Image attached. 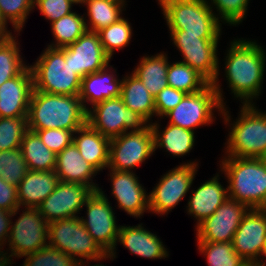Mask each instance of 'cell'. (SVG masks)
I'll use <instances>...</instances> for the list:
<instances>
[{
    "label": "cell",
    "mask_w": 266,
    "mask_h": 266,
    "mask_svg": "<svg viewBox=\"0 0 266 266\" xmlns=\"http://www.w3.org/2000/svg\"><path fill=\"white\" fill-rule=\"evenodd\" d=\"M229 49V50H228ZM225 56L227 84L235 98L243 105L254 104L263 88L266 67L265 49L255 40L234 39Z\"/></svg>",
    "instance_id": "obj_1"
},
{
    "label": "cell",
    "mask_w": 266,
    "mask_h": 266,
    "mask_svg": "<svg viewBox=\"0 0 266 266\" xmlns=\"http://www.w3.org/2000/svg\"><path fill=\"white\" fill-rule=\"evenodd\" d=\"M87 111L73 95L50 94L33 89L28 107V129H66L75 132L86 123Z\"/></svg>",
    "instance_id": "obj_2"
},
{
    "label": "cell",
    "mask_w": 266,
    "mask_h": 266,
    "mask_svg": "<svg viewBox=\"0 0 266 266\" xmlns=\"http://www.w3.org/2000/svg\"><path fill=\"white\" fill-rule=\"evenodd\" d=\"M221 172L228 182V196L249 209L266 207V167L260 158L225 156Z\"/></svg>",
    "instance_id": "obj_3"
},
{
    "label": "cell",
    "mask_w": 266,
    "mask_h": 266,
    "mask_svg": "<svg viewBox=\"0 0 266 266\" xmlns=\"http://www.w3.org/2000/svg\"><path fill=\"white\" fill-rule=\"evenodd\" d=\"M228 107L221 114L231 128L225 148L226 156L239 158H260L266 153V111L258 110L255 104L242 105L239 116L230 123Z\"/></svg>",
    "instance_id": "obj_4"
},
{
    "label": "cell",
    "mask_w": 266,
    "mask_h": 266,
    "mask_svg": "<svg viewBox=\"0 0 266 266\" xmlns=\"http://www.w3.org/2000/svg\"><path fill=\"white\" fill-rule=\"evenodd\" d=\"M34 90L50 94L78 96L82 78L65 60V47H47L30 65Z\"/></svg>",
    "instance_id": "obj_5"
},
{
    "label": "cell",
    "mask_w": 266,
    "mask_h": 266,
    "mask_svg": "<svg viewBox=\"0 0 266 266\" xmlns=\"http://www.w3.org/2000/svg\"><path fill=\"white\" fill-rule=\"evenodd\" d=\"M169 30L184 34L221 35V23L207 0H158Z\"/></svg>",
    "instance_id": "obj_6"
},
{
    "label": "cell",
    "mask_w": 266,
    "mask_h": 266,
    "mask_svg": "<svg viewBox=\"0 0 266 266\" xmlns=\"http://www.w3.org/2000/svg\"><path fill=\"white\" fill-rule=\"evenodd\" d=\"M48 240V246L72 256L80 264L109 258L88 233L79 216L50 222Z\"/></svg>",
    "instance_id": "obj_7"
},
{
    "label": "cell",
    "mask_w": 266,
    "mask_h": 266,
    "mask_svg": "<svg viewBox=\"0 0 266 266\" xmlns=\"http://www.w3.org/2000/svg\"><path fill=\"white\" fill-rule=\"evenodd\" d=\"M11 222L8 252L0 254V266L13 264L11 257L21 258L48 246L49 223L37 208L26 207L16 222Z\"/></svg>",
    "instance_id": "obj_8"
},
{
    "label": "cell",
    "mask_w": 266,
    "mask_h": 266,
    "mask_svg": "<svg viewBox=\"0 0 266 266\" xmlns=\"http://www.w3.org/2000/svg\"><path fill=\"white\" fill-rule=\"evenodd\" d=\"M86 122L109 139L128 130L141 131L150 125L141 115L128 109L121 97L106 99L91 106L87 110Z\"/></svg>",
    "instance_id": "obj_9"
},
{
    "label": "cell",
    "mask_w": 266,
    "mask_h": 266,
    "mask_svg": "<svg viewBox=\"0 0 266 266\" xmlns=\"http://www.w3.org/2000/svg\"><path fill=\"white\" fill-rule=\"evenodd\" d=\"M87 218L79 217L88 233L109 255L110 260L116 258V246L120 226L116 224V216L107 196L101 188L94 191L86 200Z\"/></svg>",
    "instance_id": "obj_10"
},
{
    "label": "cell",
    "mask_w": 266,
    "mask_h": 266,
    "mask_svg": "<svg viewBox=\"0 0 266 266\" xmlns=\"http://www.w3.org/2000/svg\"><path fill=\"white\" fill-rule=\"evenodd\" d=\"M214 108L221 113L223 105L214 86L209 83L197 93L186 94L181 102L164 117L169 118V124L194 131L199 126L213 123Z\"/></svg>",
    "instance_id": "obj_11"
},
{
    "label": "cell",
    "mask_w": 266,
    "mask_h": 266,
    "mask_svg": "<svg viewBox=\"0 0 266 266\" xmlns=\"http://www.w3.org/2000/svg\"><path fill=\"white\" fill-rule=\"evenodd\" d=\"M198 162L182 163L164 174L149 193V212L167 215L189 192L195 180Z\"/></svg>",
    "instance_id": "obj_12"
},
{
    "label": "cell",
    "mask_w": 266,
    "mask_h": 266,
    "mask_svg": "<svg viewBox=\"0 0 266 266\" xmlns=\"http://www.w3.org/2000/svg\"><path fill=\"white\" fill-rule=\"evenodd\" d=\"M151 126L141 131H130L110 140L108 170L131 171L154 153Z\"/></svg>",
    "instance_id": "obj_13"
},
{
    "label": "cell",
    "mask_w": 266,
    "mask_h": 266,
    "mask_svg": "<svg viewBox=\"0 0 266 266\" xmlns=\"http://www.w3.org/2000/svg\"><path fill=\"white\" fill-rule=\"evenodd\" d=\"M94 190L81 183L59 181L55 190L37 207L48 223L78 216Z\"/></svg>",
    "instance_id": "obj_14"
},
{
    "label": "cell",
    "mask_w": 266,
    "mask_h": 266,
    "mask_svg": "<svg viewBox=\"0 0 266 266\" xmlns=\"http://www.w3.org/2000/svg\"><path fill=\"white\" fill-rule=\"evenodd\" d=\"M248 207L228 197L215 212L196 226L197 241L232 242Z\"/></svg>",
    "instance_id": "obj_15"
},
{
    "label": "cell",
    "mask_w": 266,
    "mask_h": 266,
    "mask_svg": "<svg viewBox=\"0 0 266 266\" xmlns=\"http://www.w3.org/2000/svg\"><path fill=\"white\" fill-rule=\"evenodd\" d=\"M266 243V210L252 208L244 214L237 228L232 245L247 263H257Z\"/></svg>",
    "instance_id": "obj_16"
},
{
    "label": "cell",
    "mask_w": 266,
    "mask_h": 266,
    "mask_svg": "<svg viewBox=\"0 0 266 266\" xmlns=\"http://www.w3.org/2000/svg\"><path fill=\"white\" fill-rule=\"evenodd\" d=\"M65 60L81 78L99 71L110 62L96 32L86 31L74 43L65 47Z\"/></svg>",
    "instance_id": "obj_17"
},
{
    "label": "cell",
    "mask_w": 266,
    "mask_h": 266,
    "mask_svg": "<svg viewBox=\"0 0 266 266\" xmlns=\"http://www.w3.org/2000/svg\"><path fill=\"white\" fill-rule=\"evenodd\" d=\"M112 194L118 202V208L130 216L140 218L149 212L148 193L140 184L137 175L131 171L109 170Z\"/></svg>",
    "instance_id": "obj_18"
},
{
    "label": "cell",
    "mask_w": 266,
    "mask_h": 266,
    "mask_svg": "<svg viewBox=\"0 0 266 266\" xmlns=\"http://www.w3.org/2000/svg\"><path fill=\"white\" fill-rule=\"evenodd\" d=\"M33 89V75L28 64L0 86V117H27Z\"/></svg>",
    "instance_id": "obj_19"
},
{
    "label": "cell",
    "mask_w": 266,
    "mask_h": 266,
    "mask_svg": "<svg viewBox=\"0 0 266 266\" xmlns=\"http://www.w3.org/2000/svg\"><path fill=\"white\" fill-rule=\"evenodd\" d=\"M183 56L182 63L189 65L192 69L201 74L209 83L214 86L219 100L223 107L224 95L219 85V58L217 56L218 43H200L192 45H175Z\"/></svg>",
    "instance_id": "obj_20"
},
{
    "label": "cell",
    "mask_w": 266,
    "mask_h": 266,
    "mask_svg": "<svg viewBox=\"0 0 266 266\" xmlns=\"http://www.w3.org/2000/svg\"><path fill=\"white\" fill-rule=\"evenodd\" d=\"M111 70V65L107 64L99 71L88 74L82 78L79 97L81 99L83 108L86 111L89 108L86 107L87 105L85 103H90V105L93 106L106 99H112L121 96V85L123 80L118 79V76L115 74V72H112Z\"/></svg>",
    "instance_id": "obj_21"
},
{
    "label": "cell",
    "mask_w": 266,
    "mask_h": 266,
    "mask_svg": "<svg viewBox=\"0 0 266 266\" xmlns=\"http://www.w3.org/2000/svg\"><path fill=\"white\" fill-rule=\"evenodd\" d=\"M55 171L59 181L81 183L91 187L94 191L99 189L98 184L92 180L99 171L85 161L74 143L57 154Z\"/></svg>",
    "instance_id": "obj_22"
},
{
    "label": "cell",
    "mask_w": 266,
    "mask_h": 266,
    "mask_svg": "<svg viewBox=\"0 0 266 266\" xmlns=\"http://www.w3.org/2000/svg\"><path fill=\"white\" fill-rule=\"evenodd\" d=\"M117 242H120L132 254L149 259H163L169 253L160 238L142 224L138 226H120Z\"/></svg>",
    "instance_id": "obj_23"
},
{
    "label": "cell",
    "mask_w": 266,
    "mask_h": 266,
    "mask_svg": "<svg viewBox=\"0 0 266 266\" xmlns=\"http://www.w3.org/2000/svg\"><path fill=\"white\" fill-rule=\"evenodd\" d=\"M219 174L207 180L189 196L187 213L197 219L196 226L210 217L228 199V188L218 181Z\"/></svg>",
    "instance_id": "obj_24"
},
{
    "label": "cell",
    "mask_w": 266,
    "mask_h": 266,
    "mask_svg": "<svg viewBox=\"0 0 266 266\" xmlns=\"http://www.w3.org/2000/svg\"><path fill=\"white\" fill-rule=\"evenodd\" d=\"M58 182L55 170H29L17 187L20 208L21 205L23 208H37L55 190Z\"/></svg>",
    "instance_id": "obj_25"
},
{
    "label": "cell",
    "mask_w": 266,
    "mask_h": 266,
    "mask_svg": "<svg viewBox=\"0 0 266 266\" xmlns=\"http://www.w3.org/2000/svg\"><path fill=\"white\" fill-rule=\"evenodd\" d=\"M75 134H78L75 136ZM110 140L87 122L73 134V143L86 162L94 166L99 172L108 168Z\"/></svg>",
    "instance_id": "obj_26"
},
{
    "label": "cell",
    "mask_w": 266,
    "mask_h": 266,
    "mask_svg": "<svg viewBox=\"0 0 266 266\" xmlns=\"http://www.w3.org/2000/svg\"><path fill=\"white\" fill-rule=\"evenodd\" d=\"M121 98L128 109L141 115L149 124L156 115L155 99L133 73L122 78Z\"/></svg>",
    "instance_id": "obj_27"
},
{
    "label": "cell",
    "mask_w": 266,
    "mask_h": 266,
    "mask_svg": "<svg viewBox=\"0 0 266 266\" xmlns=\"http://www.w3.org/2000/svg\"><path fill=\"white\" fill-rule=\"evenodd\" d=\"M155 122L156 123H150L154 135V151L158 148H164L166 152L168 151L169 154L171 153L173 157H183L193 149L195 144L194 131L172 124H167L165 129L160 130L159 123H157V121Z\"/></svg>",
    "instance_id": "obj_28"
},
{
    "label": "cell",
    "mask_w": 266,
    "mask_h": 266,
    "mask_svg": "<svg viewBox=\"0 0 266 266\" xmlns=\"http://www.w3.org/2000/svg\"><path fill=\"white\" fill-rule=\"evenodd\" d=\"M167 54L160 52L154 56H143L140 58L139 65L132 71L142 82L146 89L154 97L168 86Z\"/></svg>",
    "instance_id": "obj_29"
},
{
    "label": "cell",
    "mask_w": 266,
    "mask_h": 266,
    "mask_svg": "<svg viewBox=\"0 0 266 266\" xmlns=\"http://www.w3.org/2000/svg\"><path fill=\"white\" fill-rule=\"evenodd\" d=\"M21 150L29 170H55L57 154L46 147L36 132L28 130L25 133Z\"/></svg>",
    "instance_id": "obj_30"
},
{
    "label": "cell",
    "mask_w": 266,
    "mask_h": 266,
    "mask_svg": "<svg viewBox=\"0 0 266 266\" xmlns=\"http://www.w3.org/2000/svg\"><path fill=\"white\" fill-rule=\"evenodd\" d=\"M89 23L85 22L87 31L98 32L122 18L125 1L86 0Z\"/></svg>",
    "instance_id": "obj_31"
},
{
    "label": "cell",
    "mask_w": 266,
    "mask_h": 266,
    "mask_svg": "<svg viewBox=\"0 0 266 266\" xmlns=\"http://www.w3.org/2000/svg\"><path fill=\"white\" fill-rule=\"evenodd\" d=\"M86 21L88 22L84 16H80L77 12H71L70 14L50 23L55 44L51 43L48 46L63 48L74 43L87 31Z\"/></svg>",
    "instance_id": "obj_32"
},
{
    "label": "cell",
    "mask_w": 266,
    "mask_h": 266,
    "mask_svg": "<svg viewBox=\"0 0 266 266\" xmlns=\"http://www.w3.org/2000/svg\"><path fill=\"white\" fill-rule=\"evenodd\" d=\"M168 86L186 94H193L204 89L209 82L196 70L182 62H175L168 66Z\"/></svg>",
    "instance_id": "obj_33"
},
{
    "label": "cell",
    "mask_w": 266,
    "mask_h": 266,
    "mask_svg": "<svg viewBox=\"0 0 266 266\" xmlns=\"http://www.w3.org/2000/svg\"><path fill=\"white\" fill-rule=\"evenodd\" d=\"M198 250L206 255L208 266H245V262L234 250L232 242L197 241Z\"/></svg>",
    "instance_id": "obj_34"
},
{
    "label": "cell",
    "mask_w": 266,
    "mask_h": 266,
    "mask_svg": "<svg viewBox=\"0 0 266 266\" xmlns=\"http://www.w3.org/2000/svg\"><path fill=\"white\" fill-rule=\"evenodd\" d=\"M17 36L5 38L0 43V86L8 79L17 76L27 65L20 55Z\"/></svg>",
    "instance_id": "obj_35"
},
{
    "label": "cell",
    "mask_w": 266,
    "mask_h": 266,
    "mask_svg": "<svg viewBox=\"0 0 266 266\" xmlns=\"http://www.w3.org/2000/svg\"><path fill=\"white\" fill-rule=\"evenodd\" d=\"M97 33L100 37L103 50L110 59L115 50L128 46L133 35L131 25L124 17Z\"/></svg>",
    "instance_id": "obj_36"
},
{
    "label": "cell",
    "mask_w": 266,
    "mask_h": 266,
    "mask_svg": "<svg viewBox=\"0 0 266 266\" xmlns=\"http://www.w3.org/2000/svg\"><path fill=\"white\" fill-rule=\"evenodd\" d=\"M28 171L21 148L0 151V177L6 182L18 187Z\"/></svg>",
    "instance_id": "obj_37"
},
{
    "label": "cell",
    "mask_w": 266,
    "mask_h": 266,
    "mask_svg": "<svg viewBox=\"0 0 266 266\" xmlns=\"http://www.w3.org/2000/svg\"><path fill=\"white\" fill-rule=\"evenodd\" d=\"M28 130L27 117H0V151L21 148Z\"/></svg>",
    "instance_id": "obj_38"
},
{
    "label": "cell",
    "mask_w": 266,
    "mask_h": 266,
    "mask_svg": "<svg viewBox=\"0 0 266 266\" xmlns=\"http://www.w3.org/2000/svg\"><path fill=\"white\" fill-rule=\"evenodd\" d=\"M34 0H0V14L4 21L10 22L14 32L20 33L26 19L34 9Z\"/></svg>",
    "instance_id": "obj_39"
},
{
    "label": "cell",
    "mask_w": 266,
    "mask_h": 266,
    "mask_svg": "<svg viewBox=\"0 0 266 266\" xmlns=\"http://www.w3.org/2000/svg\"><path fill=\"white\" fill-rule=\"evenodd\" d=\"M22 266H79L72 256L55 248L46 246L36 252L25 255Z\"/></svg>",
    "instance_id": "obj_40"
},
{
    "label": "cell",
    "mask_w": 266,
    "mask_h": 266,
    "mask_svg": "<svg viewBox=\"0 0 266 266\" xmlns=\"http://www.w3.org/2000/svg\"><path fill=\"white\" fill-rule=\"evenodd\" d=\"M207 2H209L211 9L213 5L215 6L214 8L217 10L216 16L221 22L232 26L239 25L243 21L250 3L249 0H208Z\"/></svg>",
    "instance_id": "obj_41"
},
{
    "label": "cell",
    "mask_w": 266,
    "mask_h": 266,
    "mask_svg": "<svg viewBox=\"0 0 266 266\" xmlns=\"http://www.w3.org/2000/svg\"><path fill=\"white\" fill-rule=\"evenodd\" d=\"M42 142L55 154L73 143L74 132L66 129H45L35 131Z\"/></svg>",
    "instance_id": "obj_42"
},
{
    "label": "cell",
    "mask_w": 266,
    "mask_h": 266,
    "mask_svg": "<svg viewBox=\"0 0 266 266\" xmlns=\"http://www.w3.org/2000/svg\"><path fill=\"white\" fill-rule=\"evenodd\" d=\"M36 6L45 19L52 23L73 12L74 3L70 0H34V7Z\"/></svg>",
    "instance_id": "obj_43"
},
{
    "label": "cell",
    "mask_w": 266,
    "mask_h": 266,
    "mask_svg": "<svg viewBox=\"0 0 266 266\" xmlns=\"http://www.w3.org/2000/svg\"><path fill=\"white\" fill-rule=\"evenodd\" d=\"M186 93L179 91L173 87L167 86L161 92H159L155 97V111L156 116L161 119L175 108L183 99Z\"/></svg>",
    "instance_id": "obj_44"
},
{
    "label": "cell",
    "mask_w": 266,
    "mask_h": 266,
    "mask_svg": "<svg viewBox=\"0 0 266 266\" xmlns=\"http://www.w3.org/2000/svg\"><path fill=\"white\" fill-rule=\"evenodd\" d=\"M174 45H192L200 43H218L221 35L184 34V30H169Z\"/></svg>",
    "instance_id": "obj_45"
},
{
    "label": "cell",
    "mask_w": 266,
    "mask_h": 266,
    "mask_svg": "<svg viewBox=\"0 0 266 266\" xmlns=\"http://www.w3.org/2000/svg\"><path fill=\"white\" fill-rule=\"evenodd\" d=\"M19 207L17 187L0 177V209L13 212Z\"/></svg>",
    "instance_id": "obj_46"
},
{
    "label": "cell",
    "mask_w": 266,
    "mask_h": 266,
    "mask_svg": "<svg viewBox=\"0 0 266 266\" xmlns=\"http://www.w3.org/2000/svg\"><path fill=\"white\" fill-rule=\"evenodd\" d=\"M18 209H16L13 212L10 211H4L0 209V254L2 253L1 250H3V246L7 244V240L10 233V225L12 221V216H16L19 212Z\"/></svg>",
    "instance_id": "obj_47"
},
{
    "label": "cell",
    "mask_w": 266,
    "mask_h": 266,
    "mask_svg": "<svg viewBox=\"0 0 266 266\" xmlns=\"http://www.w3.org/2000/svg\"><path fill=\"white\" fill-rule=\"evenodd\" d=\"M0 34H12V32H10L7 29V23L1 17V14H0Z\"/></svg>",
    "instance_id": "obj_48"
},
{
    "label": "cell",
    "mask_w": 266,
    "mask_h": 266,
    "mask_svg": "<svg viewBox=\"0 0 266 266\" xmlns=\"http://www.w3.org/2000/svg\"><path fill=\"white\" fill-rule=\"evenodd\" d=\"M13 36L12 34H0V43L7 37Z\"/></svg>",
    "instance_id": "obj_49"
},
{
    "label": "cell",
    "mask_w": 266,
    "mask_h": 266,
    "mask_svg": "<svg viewBox=\"0 0 266 266\" xmlns=\"http://www.w3.org/2000/svg\"><path fill=\"white\" fill-rule=\"evenodd\" d=\"M72 3H74V4H84V2L86 1V0H70Z\"/></svg>",
    "instance_id": "obj_50"
},
{
    "label": "cell",
    "mask_w": 266,
    "mask_h": 266,
    "mask_svg": "<svg viewBox=\"0 0 266 266\" xmlns=\"http://www.w3.org/2000/svg\"><path fill=\"white\" fill-rule=\"evenodd\" d=\"M261 161L264 163L265 167H266V153L260 157Z\"/></svg>",
    "instance_id": "obj_51"
},
{
    "label": "cell",
    "mask_w": 266,
    "mask_h": 266,
    "mask_svg": "<svg viewBox=\"0 0 266 266\" xmlns=\"http://www.w3.org/2000/svg\"><path fill=\"white\" fill-rule=\"evenodd\" d=\"M79 266H88V264L86 265V262H84V263H81ZM91 266H104V265L103 264L100 265V263H98V264L91 265Z\"/></svg>",
    "instance_id": "obj_52"
},
{
    "label": "cell",
    "mask_w": 266,
    "mask_h": 266,
    "mask_svg": "<svg viewBox=\"0 0 266 266\" xmlns=\"http://www.w3.org/2000/svg\"><path fill=\"white\" fill-rule=\"evenodd\" d=\"M262 255L266 257V243H265L264 250H263V252H262V254H261V257H262Z\"/></svg>",
    "instance_id": "obj_53"
}]
</instances>
